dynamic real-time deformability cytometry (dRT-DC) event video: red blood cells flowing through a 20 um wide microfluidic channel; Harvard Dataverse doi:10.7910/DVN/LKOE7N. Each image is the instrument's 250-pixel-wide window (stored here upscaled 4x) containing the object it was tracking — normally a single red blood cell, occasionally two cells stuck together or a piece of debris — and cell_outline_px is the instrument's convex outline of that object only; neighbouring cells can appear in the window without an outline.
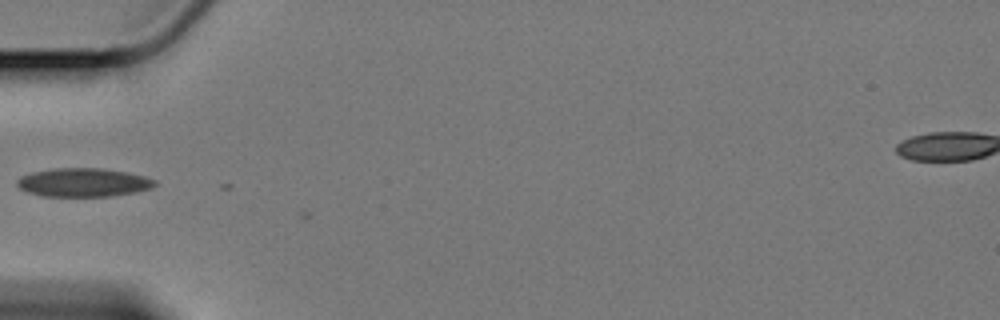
{"species": "Egyptian fruit bat (a non-hibernating species)", "species_latin": "Rousettus aegyptiacus", "temperature_condition": "cold", "stored_images_in_passage": 2, "camera_frame_rate_fps": 3000, "um_per_image_px": 0.085, "animal": {"sex": "female"}, "frame": {"image": 1, "passage_image": 1, "time_ms": 0.0, "image_size_px": [1000, 320], "cell_outline_px": [[156, 184], [152, 188], [136, 192], [112, 196], [44, 196], [28, 192], [20, 188], [16, 184], [16, 180], [20, 176], [32, 172], [56, 168], [104, 168], [128, 172], [144, 176], [156, 180]], "centroid_in_image_um": [7.1, 15.5], "position_along_channel_um": 77.9, "area_um2": 23.06}}